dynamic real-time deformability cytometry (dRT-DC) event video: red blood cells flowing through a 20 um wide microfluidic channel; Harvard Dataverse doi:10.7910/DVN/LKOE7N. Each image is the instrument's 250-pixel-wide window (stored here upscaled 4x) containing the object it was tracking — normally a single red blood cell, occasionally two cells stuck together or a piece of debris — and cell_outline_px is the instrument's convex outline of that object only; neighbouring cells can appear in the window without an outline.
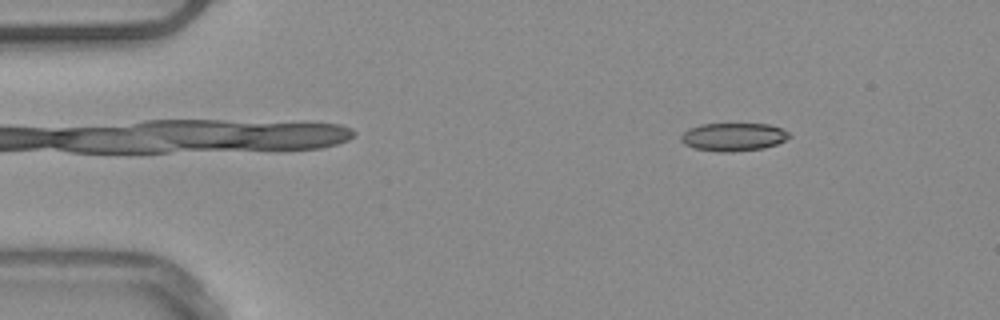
{"species": "common noctule bat (a hibernating species)", "species_latin": "Nyctalus noctula", "temperature_condition": "warm", "stored_images_in_passage": 52, "camera_frame_rate_fps": 3000, "um_per_image_px": 0.085, "animal": {"sex": "male", "body_mass_g": 20.4}, "frame": {"image": 1, "passage_image": 7, "time_ms": 2.0, "image_size_px": [1000, 320], "cell_outline_px": [[792, 136], [776, 144], [764, 148], [732, 152], [720, 152], [692, 148], [684, 144], [680, 140], [680, 136], [688, 128], [700, 124], [768, 124], [780, 128], [788, 132]], "centroid_in_image_um": [62.3, 11.64], "position_along_channel_um": 22.7, "area_um2": 17.8}}
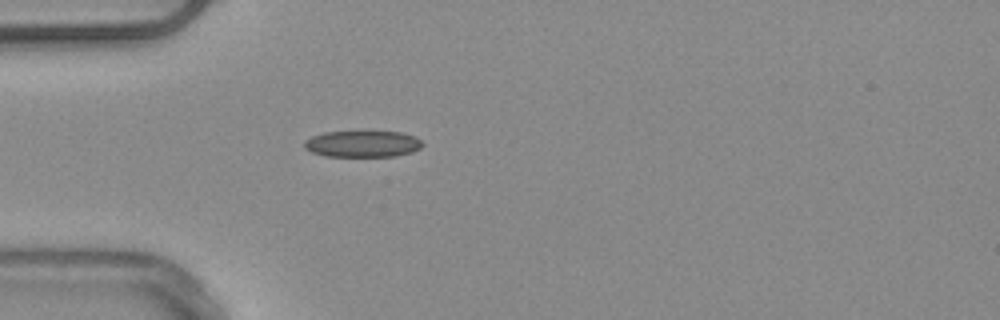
{"frame": {"image": 2, "passage_image": 15, "time_ms": 4.667, "image_size_px": [1000, 320], "cell_outline_px": [[424, 144], [420, 148], [412, 152], [396, 156], [324, 156], [312, 152], [304, 148], [304, 140], [312, 136], [324, 132], [400, 132], [416, 136]], "centroid_in_image_um": [30.82, 12.23], "position_along_channel_um": 54.2, "area_um2": 18.21}}
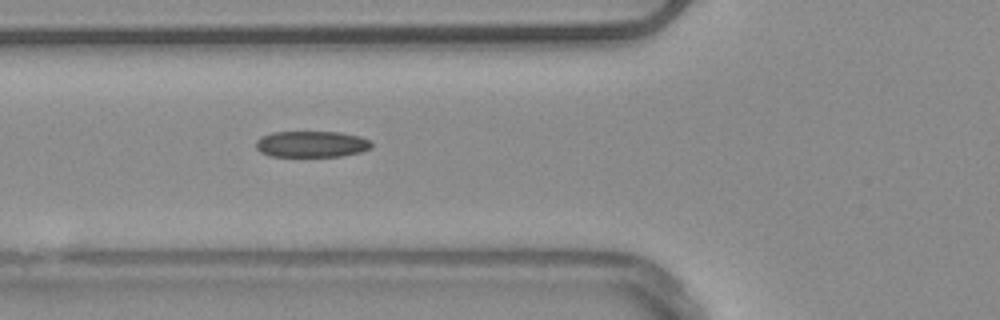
{"frame": {"image": 3, "passage_image": 19, "time_ms": 6.0, "image_size_px": [1000, 320], "cell_outline_px": [[372, 148], [360, 152], [340, 156], [268, 156], [260, 152], [256, 148], [256, 140], [260, 136], [272, 132], [340, 132], [360, 136], [368, 140], [372, 144]], "centroid_in_image_um": [26.45, 12.25], "position_along_channel_um": 99.3, "area_um2": 17.74}, "authors_computed_cell_mechanics": {"area_um2": 17.9758, "velocity_mm_per_s": 3.9225, "shape_relaxation_time_tau1_ms": 8.4267, "shape_relaxation_time_tau2_ms": 5.0411, "deformation_change_tau1": 0.1706, "deformation_change_tau2": 0.1474}}